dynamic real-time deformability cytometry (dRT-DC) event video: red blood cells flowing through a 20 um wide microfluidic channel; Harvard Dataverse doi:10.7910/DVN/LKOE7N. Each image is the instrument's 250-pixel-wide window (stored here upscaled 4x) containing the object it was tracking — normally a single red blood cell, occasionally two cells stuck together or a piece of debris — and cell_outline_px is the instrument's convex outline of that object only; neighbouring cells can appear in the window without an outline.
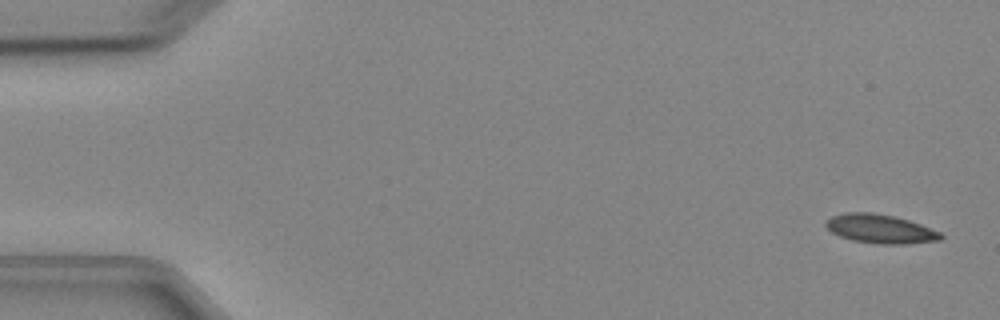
{"species": "Egyptian fruit bat (a non-hibernating species)", "species_latin": "Rousettus aegyptiacus", "temperature_condition": "cold", "stored_images_in_passage": 6, "camera_frame_rate_fps": 3000, "um_per_image_px": 0.085, "animal": {"sex": "female"}, "frame": {"image": 1, "passage_image": 1, "time_ms": 0.0, "image_size_px": [1000, 320], "cell_outline_px": [[944, 236], [940, 240], [904, 244], [880, 244], [852, 240], [840, 236], [832, 232], [824, 224], [824, 220], [832, 216], [848, 212], [872, 212], [892, 216], [908, 220], [920, 224], [940, 232]], "centroid_in_image_um": [74.8, 19.45], "position_along_channel_um": 10.2, "area_um2": 19.25}}
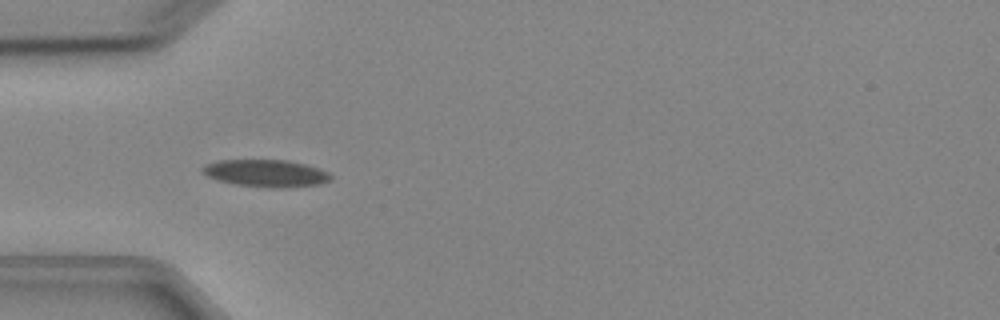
{"frame": {"image": 2, "passage_image": 5, "time_ms": 4.667, "image_size_px": [1000, 320], "cell_outline_px": [[332, 180], [320, 184], [288, 188], [268, 188], [236, 184], [220, 180], [208, 176], [200, 172], [200, 168], [204, 164], [220, 160], [288, 160], [320, 168], [328, 172], [332, 176]], "centroid_in_image_um": [22.63, 14.73], "position_along_channel_um": 62.4, "area_um2": 20.58}}